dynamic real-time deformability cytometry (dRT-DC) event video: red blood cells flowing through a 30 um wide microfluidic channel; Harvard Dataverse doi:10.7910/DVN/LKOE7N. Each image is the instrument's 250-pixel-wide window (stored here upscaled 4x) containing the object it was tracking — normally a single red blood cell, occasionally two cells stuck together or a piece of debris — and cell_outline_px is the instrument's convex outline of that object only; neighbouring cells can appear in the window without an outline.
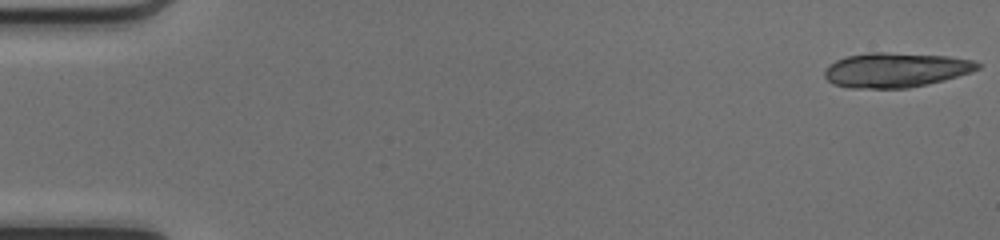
{"species": "common noctule bat (a hibernating species)", "species_latin": "Nyctalus noctula", "temperature_condition": "cold", "stored_images_in_passage": 18, "camera_frame_rate_fps": 3000, "um_per_image_px": 0.085, "animal": {"sex": "female", "body_mass_g": 17.0, "forearm_length_mm": 48.0}, "frame": {"image": 1, "passage_image": 1, "time_ms": 0.0, "image_size_px": [1000, 240], "cell_outline_px": [[980, 68], [972, 72], [944, 80], [928, 84], [908, 88], [848, 88], [832, 84], [824, 76], [824, 72], [828, 64], [836, 60], [848, 56], [868, 52], [884, 52], [948, 56], [972, 60], [980, 64]], "centroid_in_image_um": [76.11, 5.95], "position_along_channel_um": 8.9, "area_um2": 31.04}}